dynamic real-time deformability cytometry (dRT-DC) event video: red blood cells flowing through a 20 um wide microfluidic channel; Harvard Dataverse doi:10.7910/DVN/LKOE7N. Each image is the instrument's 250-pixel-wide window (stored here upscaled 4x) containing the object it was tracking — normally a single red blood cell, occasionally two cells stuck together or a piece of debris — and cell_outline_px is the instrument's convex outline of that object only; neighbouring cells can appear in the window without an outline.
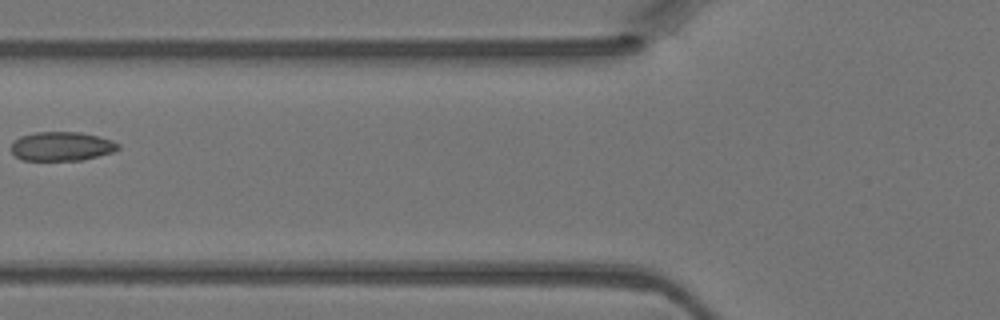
{"species": "Egyptian fruit bat (a non-hibernating species)", "species_latin": "Rousettus aegyptiacus", "temperature_condition": "warm", "stored_images_in_passage": 2, "camera_frame_rate_fps": 3000, "um_per_image_px": 0.085, "animal": {"sex": "female"}, "frame": {"image": 1, "passage_image": 2, "time_ms": 0.333, "image_size_px": [1000, 320], "cell_outline_px": [[120, 148], [112, 152], [80, 160], [24, 160], [16, 156], [12, 152], [12, 144], [20, 136], [36, 132], [80, 132], [112, 140], [120, 144]], "centroid_in_image_um": [5.25, 12.43], "position_along_channel_um": 120.6, "area_um2": 17.86}}